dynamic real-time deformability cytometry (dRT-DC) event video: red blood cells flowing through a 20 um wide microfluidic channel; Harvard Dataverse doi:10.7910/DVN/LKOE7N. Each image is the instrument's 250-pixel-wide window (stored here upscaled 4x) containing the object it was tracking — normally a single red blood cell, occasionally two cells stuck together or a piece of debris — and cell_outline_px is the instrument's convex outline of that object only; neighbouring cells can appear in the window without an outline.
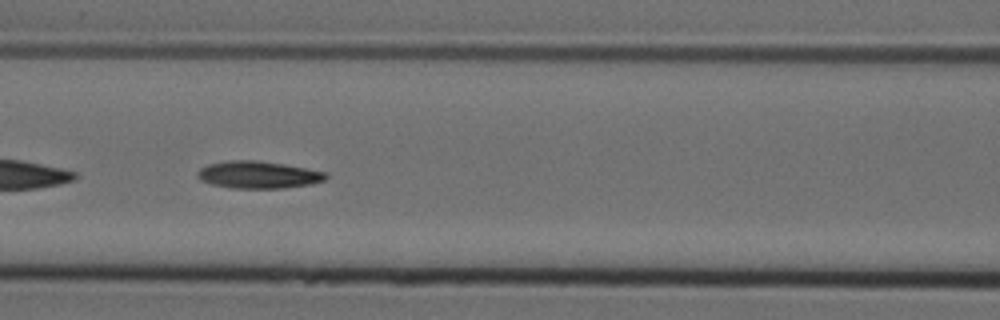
{"species": "Egyptian fruit bat (a non-hibernating species)", "species_latin": "Rousettus aegyptiacus", "temperature_condition": "cold", "stored_images_in_passage": 18, "camera_frame_rate_fps": 3000, "um_per_image_px": 0.085, "animal": {"sex": "female"}, "frame": {"image": 1, "passage_image": 7, "time_ms": 2.0, "image_size_px": [1000, 320], "cell_outline_px": [[328, 176], [324, 180], [312, 184], [284, 188], [232, 188], [212, 184], [200, 180], [196, 176], [196, 172], [200, 168], [208, 164], [228, 160], [256, 160], [284, 164], [328, 172]], "centroid_in_image_um": [21.95, 14.85], "position_along_channel_um": 144.7, "area_um2": 20.52}}
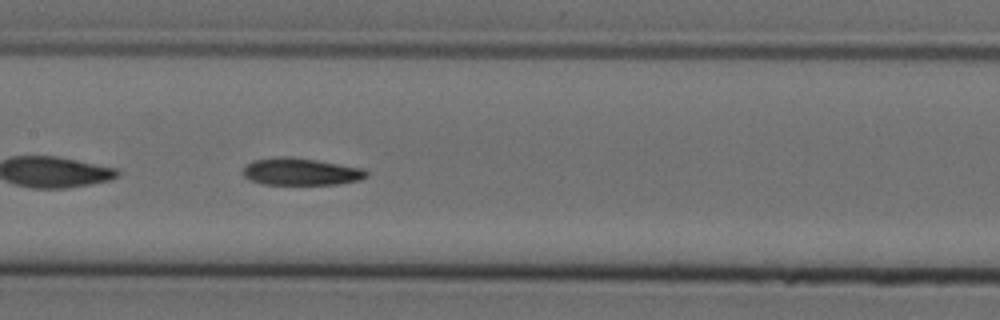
{"frame": {"image": 2, "passage_image": 10, "time_ms": 3.0, "image_size_px": [1000, 320], "cell_outline_px": [[368, 176], [360, 180], [336, 184], [260, 184], [248, 180], [244, 176], [244, 168], [252, 160], [280, 156], [292, 156], [364, 168], [368, 172]], "centroid_in_image_um": [25.57, 14.59], "position_along_channel_um": 181.8, "area_um2": 19.65}}
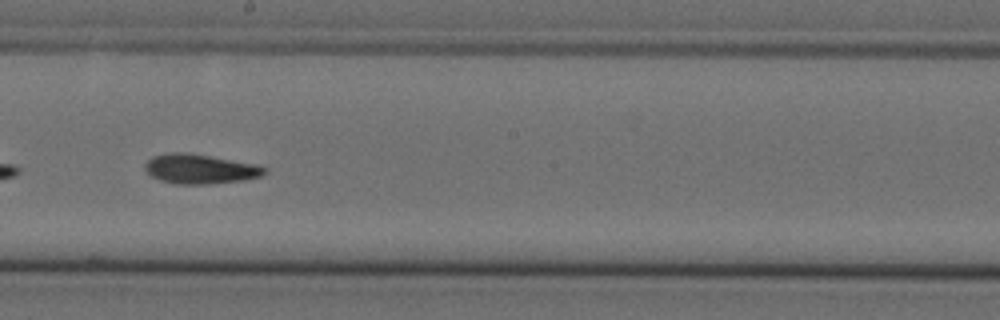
{"frame": {"image": 3, "passage_image": 14, "time_ms": 4.333, "image_size_px": [1000, 320], "cell_outline_px": [[268, 168], [260, 176], [244, 180], [208, 184], [176, 184], [160, 180], [152, 176], [144, 168], [144, 164], [152, 156], [172, 152], [184, 152], [256, 164]], "centroid_in_image_um": [16.98, 14.36], "position_along_channel_um": 231.2, "area_um2": 20.4}}